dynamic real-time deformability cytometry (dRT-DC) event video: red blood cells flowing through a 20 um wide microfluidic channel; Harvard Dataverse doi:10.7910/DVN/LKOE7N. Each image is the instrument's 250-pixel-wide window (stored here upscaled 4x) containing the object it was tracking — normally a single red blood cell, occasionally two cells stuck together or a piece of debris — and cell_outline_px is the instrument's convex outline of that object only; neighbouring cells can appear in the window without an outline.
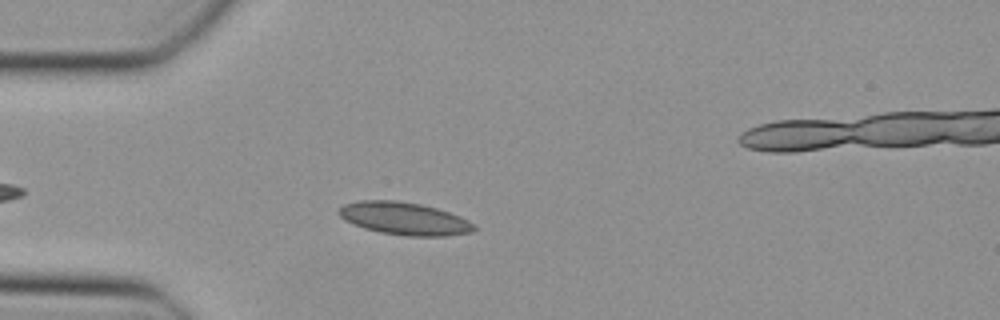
{"species": "Egyptian fruit bat (a non-hibernating species)", "species_latin": "Rousettus aegyptiacus", "temperature_condition": "cold", "stored_images_in_passage": 16, "camera_frame_rate_fps": 3000, "um_per_image_px": 0.085, "animal": {"sex": "female"}, "frame": {"image": 1, "passage_image": 7, "time_ms": 2.0, "image_size_px": [1000, 320], "cell_outline_px": [[476, 228], [472, 232], [444, 236], [408, 236], [380, 232], [364, 228], [344, 220], [336, 212], [344, 204], [360, 200], [396, 200], [420, 204], [436, 208], [460, 216], [468, 220]], "centroid_in_image_um": [34.34, 18.57], "position_along_channel_um": 50.7, "area_um2": 25.61}}
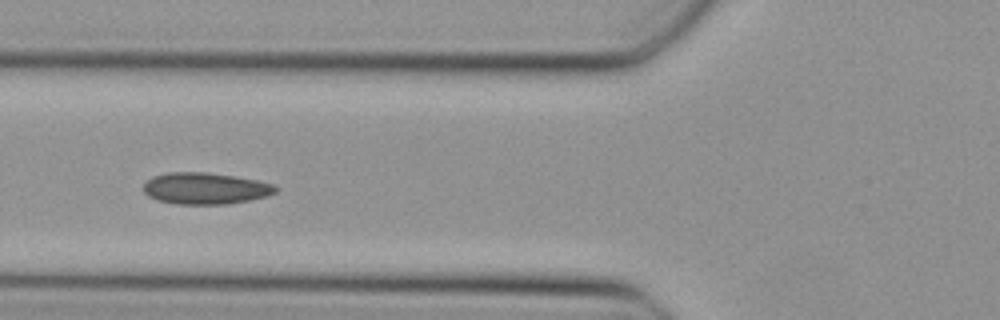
{"frame": {"image": 2, "passage_image": 12, "time_ms": 3.667, "image_size_px": [1000, 320], "cell_outline_px": [[280, 188], [276, 192], [268, 196], [228, 204], [176, 204], [156, 200], [148, 196], [144, 192], [144, 184], [152, 176], [168, 172], [208, 172], [256, 180], [276, 184]], "centroid_in_image_um": [17.47, 16.01], "position_along_channel_um": 108.3, "area_um2": 24.45}}
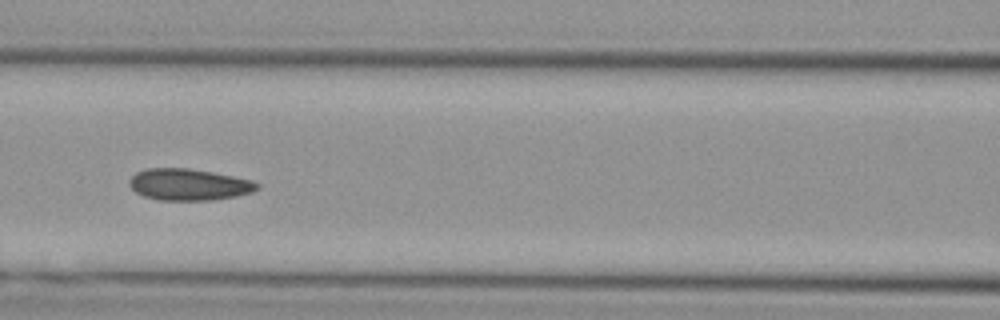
{"frame": {"image": 3, "passage_image": 15, "time_ms": 4.667, "image_size_px": [1000, 320], "cell_outline_px": [[260, 188], [252, 192], [236, 196], [212, 200], [160, 200], [144, 196], [136, 192], [128, 184], [128, 180], [136, 172], [148, 168], [188, 168], [212, 172], [252, 180], [260, 184]], "centroid_in_image_um": [16.05, 15.68], "position_along_channel_um": 150.5, "area_um2": 23.52}}